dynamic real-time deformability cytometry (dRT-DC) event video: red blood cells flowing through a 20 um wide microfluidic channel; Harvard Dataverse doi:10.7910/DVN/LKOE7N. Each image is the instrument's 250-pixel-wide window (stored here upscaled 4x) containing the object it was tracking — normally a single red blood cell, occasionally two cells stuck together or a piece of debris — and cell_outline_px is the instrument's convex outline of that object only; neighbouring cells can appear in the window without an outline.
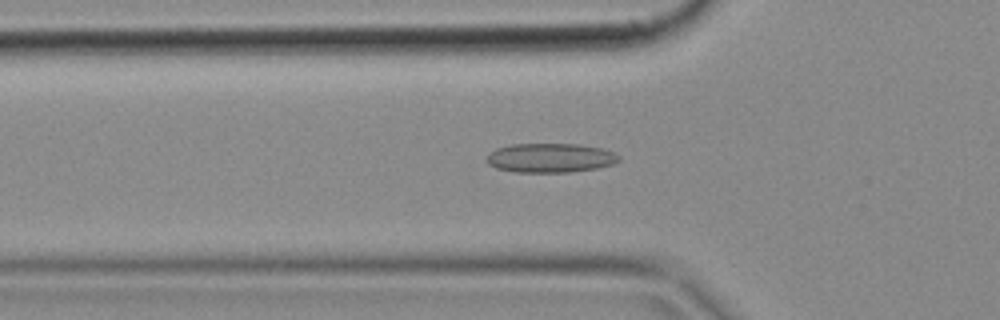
{"species": "common noctule bat (a hibernating species)", "species_latin": "Nyctalus noctula", "temperature_condition": "cold", "stored_images_in_passage": 50, "camera_frame_rate_fps": 3000, "um_per_image_px": 0.085, "animal": {"sex": "female", "body_mass_g": 18.4}, "frame": {"image": 1, "passage_image": 16, "time_ms": 5.0, "image_size_px": [1000, 320], "cell_outline_px": [[620, 160], [612, 164], [596, 168], [568, 172], [516, 172], [496, 168], [488, 164], [484, 156], [488, 152], [496, 148], [508, 144], [580, 144], [600, 148], [612, 152], [620, 156]], "centroid_in_image_um": [46.7, 13.41], "position_along_channel_um": 79.1, "area_um2": 22.66}}
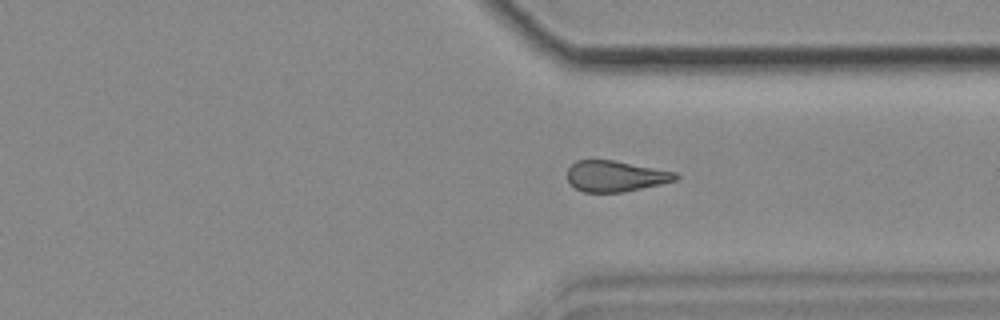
{"frame": {"image": 2, "passage_image": 37, "time_ms": 12.0, "image_size_px": [1000, 320], "cell_outline_px": [[680, 176], [676, 180], [660, 184], [624, 192], [584, 192], [576, 188], [568, 180], [568, 168], [576, 160], [612, 160], [676, 172]], "centroid_in_image_um": [52.32, 14.97], "position_along_channel_um": 359.1, "area_um2": 19.31}}
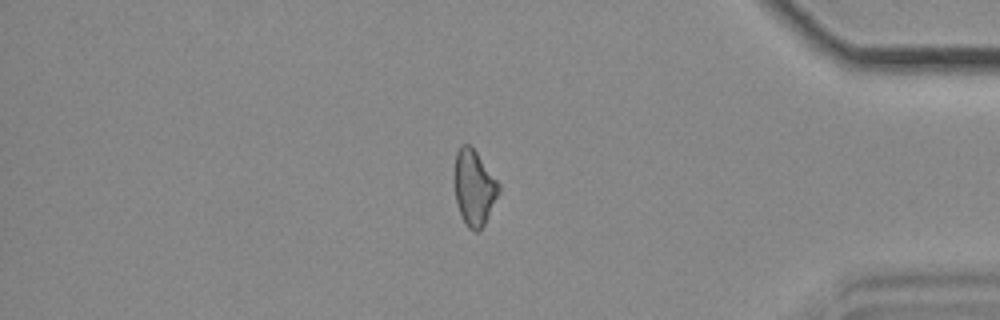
{"frame": {"image": 3, "passage_image": 42, "time_ms": 13.667, "image_size_px": [1000, 320], "cell_outline_px": [[500, 192], [480, 232], [476, 232], [468, 228], [456, 204], [452, 180], [452, 176], [456, 152], [460, 144], [468, 144], [476, 152], [500, 184]], "centroid_in_image_um": [40.26, 15.94], "position_along_channel_um": 394.9, "area_um2": 19.88}}